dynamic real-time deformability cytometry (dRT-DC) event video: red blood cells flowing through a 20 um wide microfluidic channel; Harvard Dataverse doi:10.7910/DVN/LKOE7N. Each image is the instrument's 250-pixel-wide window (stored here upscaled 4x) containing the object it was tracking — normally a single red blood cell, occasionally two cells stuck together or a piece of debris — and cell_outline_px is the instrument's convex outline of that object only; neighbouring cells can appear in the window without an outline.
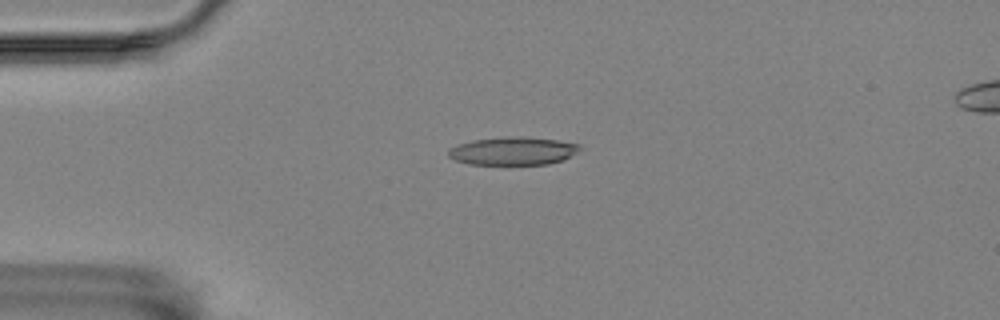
{"species": "Egyptian fruit bat (a non-hibernating species)", "species_latin": "Rousettus aegyptiacus", "temperature_condition": "room temperature", "stored_images_in_passage": 3, "camera_frame_rate_fps": 3000, "um_per_image_px": 0.085, "animal": {"sex": "female"}, "frame": {"image": 1, "passage_image": 2, "time_ms": 1.333, "image_size_px": [1000, 320], "cell_outline_px": [[580, 148], [576, 152], [564, 160], [548, 164], [468, 164], [456, 160], [448, 156], [448, 152], [452, 148], [460, 144], [472, 140], [520, 136], [556, 140], [580, 144]], "centroid_in_image_um": [43.63, 12.84], "position_along_channel_um": 41.4, "area_um2": 21.1}}